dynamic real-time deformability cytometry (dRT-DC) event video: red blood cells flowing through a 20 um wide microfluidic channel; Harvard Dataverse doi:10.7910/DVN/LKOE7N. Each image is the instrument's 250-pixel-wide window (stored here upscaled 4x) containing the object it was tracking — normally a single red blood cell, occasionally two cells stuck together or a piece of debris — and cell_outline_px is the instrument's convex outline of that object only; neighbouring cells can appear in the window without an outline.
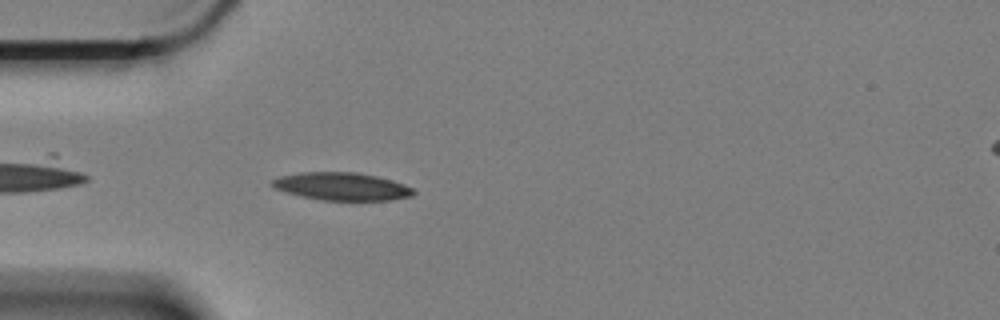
{"species": "Egyptian fruit bat (a non-hibernating species)", "species_latin": "Rousettus aegyptiacus", "temperature_condition": "cold", "stored_images_in_passage": 29, "camera_frame_rate_fps": 3000, "um_per_image_px": 0.085, "animal": {"sex": "female"}, "frame": {"image": 1, "passage_image": 3, "time_ms": 0.667, "image_size_px": [1000, 320], "cell_outline_px": [[416, 192], [412, 196], [388, 200], [320, 200], [272, 188], [272, 180], [280, 176], [300, 172], [356, 172], [376, 176], [392, 180], [404, 184], [412, 188]], "centroid_in_image_um": [29.06, 15.84], "position_along_channel_um": 55.9, "area_um2": 22.72}}
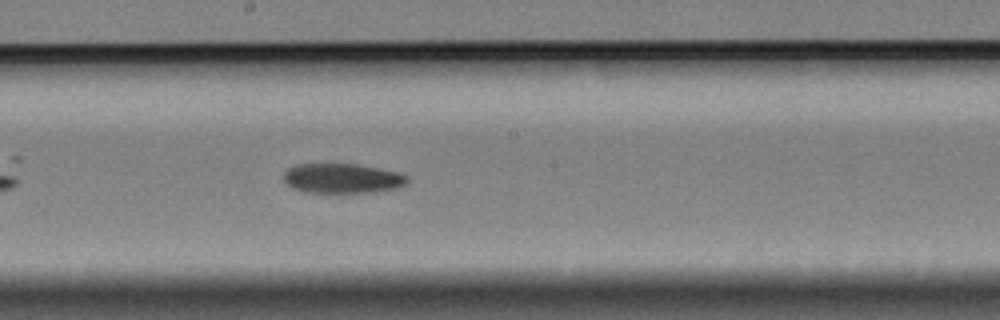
{"frame": {"image": 2, "passage_image": 18, "time_ms": 5.667, "image_size_px": [1000, 320], "cell_outline_px": [[408, 180], [404, 184], [396, 188], [372, 192], [304, 192], [292, 188], [284, 180], [284, 172], [288, 168], [296, 164], [356, 164], [396, 172], [408, 176]], "centroid_in_image_um": [29.05, 15.16], "position_along_channel_um": 219.1, "area_um2": 21.15}}
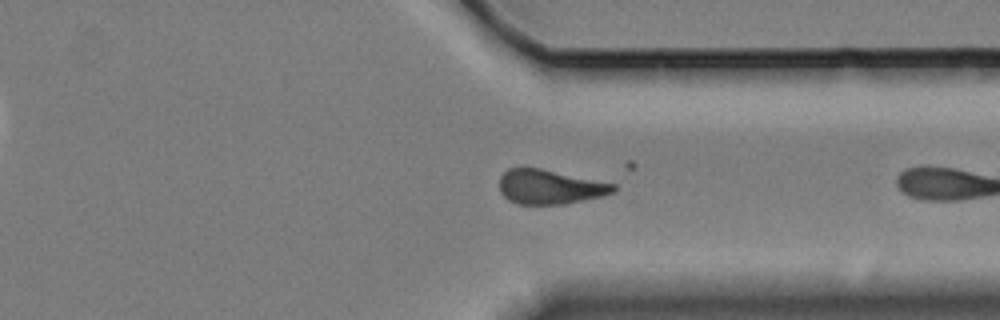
{"frame": {"image": 3, "passage_image": 28, "time_ms": 9.0, "image_size_px": [1000, 320], "cell_outline_px": [[616, 192], [604, 196], [564, 204], [516, 204], [508, 200], [500, 192], [500, 176], [508, 168], [540, 168], [616, 184]], "centroid_in_image_um": [46.75, 15.89], "position_along_channel_um": 364.6, "area_um2": 22.95}}